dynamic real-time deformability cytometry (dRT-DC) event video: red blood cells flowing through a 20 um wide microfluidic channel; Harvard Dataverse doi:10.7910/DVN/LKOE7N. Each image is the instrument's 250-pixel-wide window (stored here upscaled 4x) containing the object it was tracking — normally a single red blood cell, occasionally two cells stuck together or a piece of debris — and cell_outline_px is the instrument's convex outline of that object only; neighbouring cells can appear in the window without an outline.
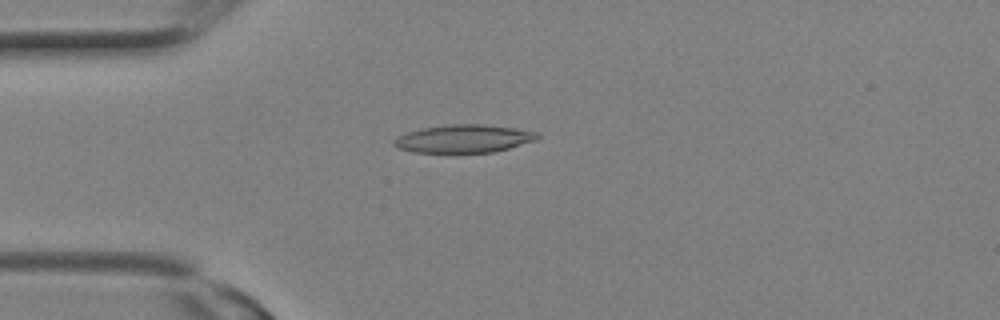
{"species": "Egyptian fruit bat (a non-hibernating species)", "species_latin": "Rousettus aegyptiacus", "temperature_condition": "room temperature", "stored_images_in_passage": 3, "camera_frame_rate_fps": 3000, "um_per_image_px": 0.085, "animal": {"sex": "female"}, "frame": {"image": 1, "passage_image": 3, "time_ms": 0.667, "image_size_px": [1000, 320], "cell_outline_px": [[540, 136], [536, 140], [508, 148], [492, 152], [456, 156], [412, 152], [400, 148], [392, 144], [392, 140], [396, 136], [420, 128], [448, 124], [484, 124], [512, 128], [536, 132]], "centroid_in_image_um": [39.33, 11.84], "position_along_channel_um": 45.7, "area_um2": 24.39}}